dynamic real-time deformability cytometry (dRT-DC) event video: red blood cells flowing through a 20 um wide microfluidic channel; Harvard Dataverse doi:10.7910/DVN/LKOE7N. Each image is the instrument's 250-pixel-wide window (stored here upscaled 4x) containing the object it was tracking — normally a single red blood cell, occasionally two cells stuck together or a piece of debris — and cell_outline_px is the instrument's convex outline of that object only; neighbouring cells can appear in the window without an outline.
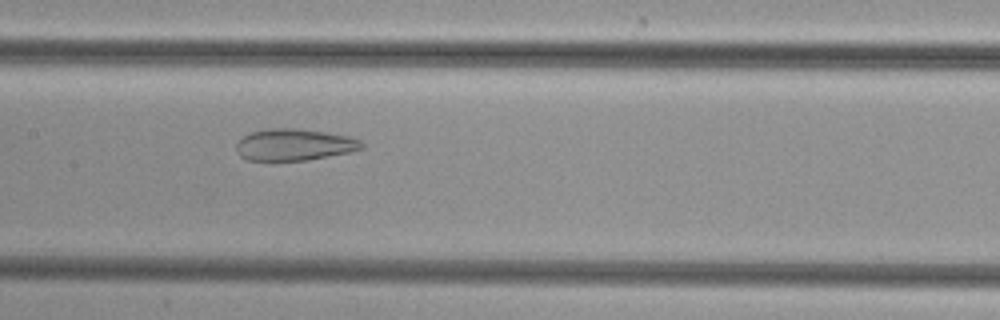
{"species": "common noctule bat (a hibernating species)", "species_latin": "Nyctalus noctula", "temperature_condition": "cold", "stored_images_in_passage": 40, "camera_frame_rate_fps": 3000, "um_per_image_px": 0.085, "animal": {"sex": "female", "body_mass_g": 29.2, "forearm_length_mm": 56.3}, "frame": {"image": 1, "passage_image": 15, "time_ms": 4.667, "image_size_px": [1000, 320], "cell_outline_px": [[364, 148], [348, 152], [308, 160], [248, 160], [240, 156], [236, 152], [236, 144], [244, 136], [252, 132], [264, 128], [296, 128], [328, 132], [348, 136], [360, 140], [364, 144]], "centroid_in_image_um": [25.01, 12.29], "position_along_channel_um": 182.4, "area_um2": 23.18}}
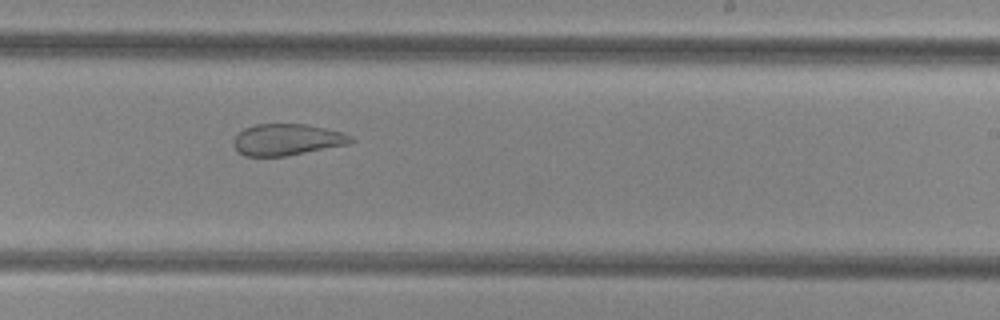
{"frame": {"image": 2, "passage_image": 21, "time_ms": 6.667, "image_size_px": [1000, 320], "cell_outline_px": [[356, 140], [348, 144], [284, 156], [244, 156], [236, 152], [232, 144], [232, 140], [236, 132], [244, 128], [256, 124], [304, 124], [324, 128], [340, 132], [352, 136]], "centroid_in_image_um": [24.31, 11.87], "position_along_channel_um": 264.7, "area_um2": 21.62}}
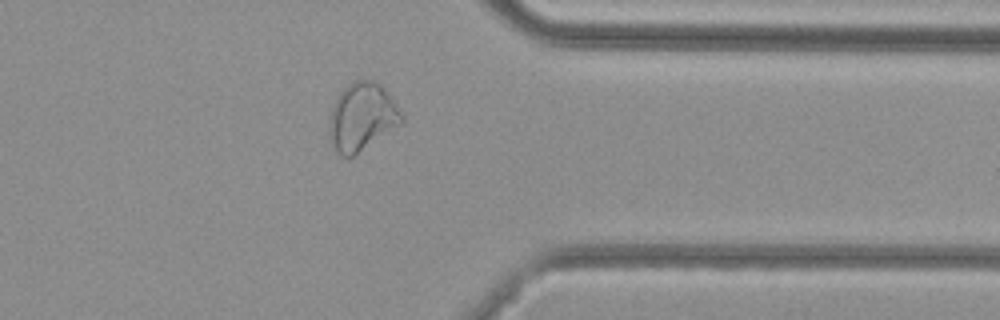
{"frame": {"image": 3, "passage_image": 30, "time_ms": 9.667, "image_size_px": [1000, 320], "cell_outline_px": [[404, 120], [400, 124], [352, 156], [340, 156], [336, 152], [328, 132], [328, 120], [332, 108], [340, 92], [352, 80], [376, 80], [384, 88], [396, 104], [404, 116]], "centroid_in_image_um": [30.75, 9.91], "position_along_channel_um": 380.7, "area_um2": 28.32}}